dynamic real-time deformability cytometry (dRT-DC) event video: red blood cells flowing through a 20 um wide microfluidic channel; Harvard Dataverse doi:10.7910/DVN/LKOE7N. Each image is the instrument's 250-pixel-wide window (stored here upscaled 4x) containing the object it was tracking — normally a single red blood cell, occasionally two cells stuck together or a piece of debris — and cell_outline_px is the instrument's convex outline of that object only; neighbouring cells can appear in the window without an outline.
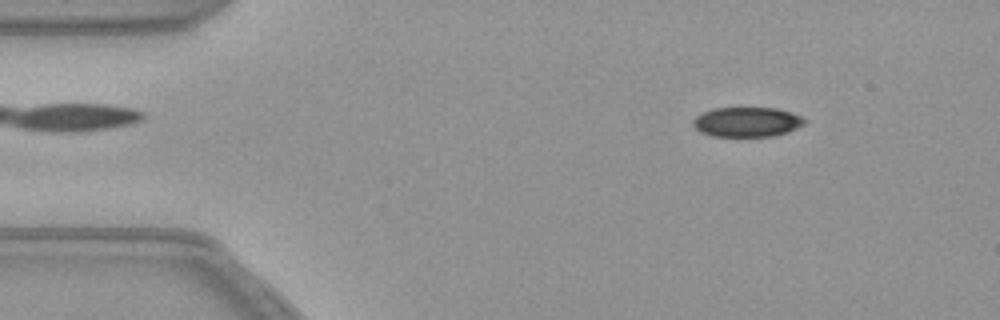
{"species": "common noctule bat (a hibernating species)", "species_latin": "Nyctalus noctula", "temperature_condition": "warm", "stored_images_in_passage": 53, "camera_frame_rate_fps": 3000, "um_per_image_px": 0.085, "animal": {"sex": "female", "body_mass_g": 21.9}, "frame": {"image": 1, "passage_image": 6, "time_ms": 1.667, "image_size_px": [1000, 320], "cell_outline_px": [[808, 120], [804, 124], [788, 132], [772, 136], [712, 136], [700, 132], [692, 124], [692, 120], [696, 116], [712, 108], [776, 108], [792, 112]], "centroid_in_image_um": [63.5, 10.36], "position_along_channel_um": 21.5, "area_um2": 19.36}}
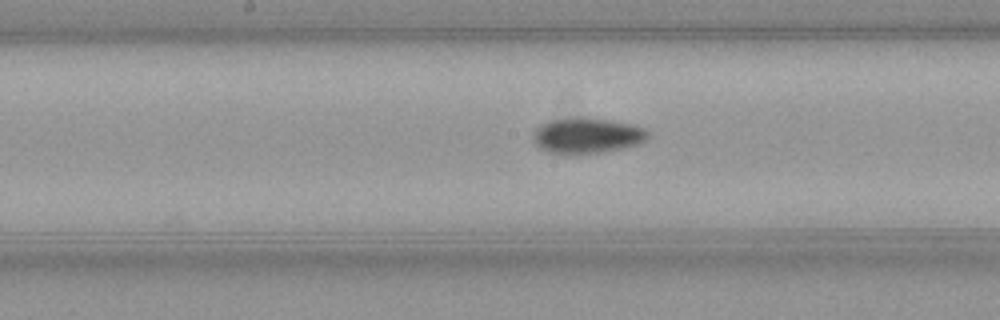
{"frame": {"image": 2, "passage_image": 26, "time_ms": 8.333, "image_size_px": [1000, 320], "cell_outline_px": [[648, 136], [644, 140], [636, 144], [624, 148], [604, 152], [568, 156], [548, 152], [540, 148], [532, 140], [532, 136], [536, 128], [548, 120], [580, 116], [588, 116], [636, 124], [644, 128], [648, 132]], "centroid_in_image_um": [49.87, 11.52], "position_along_channel_um": 198.3, "area_um2": 24.62}}
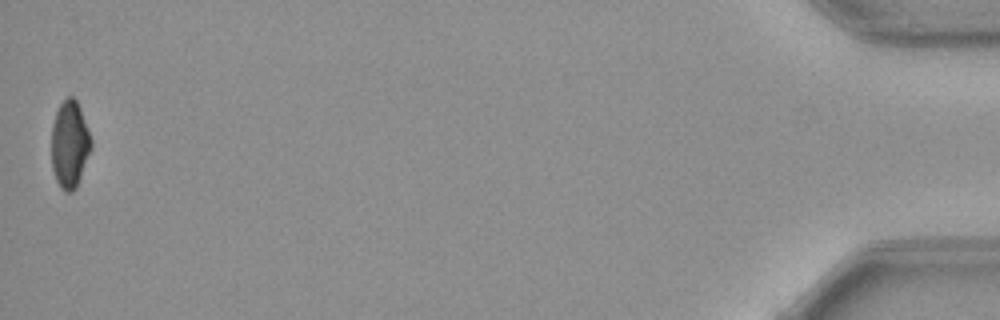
{"frame": {"image": 3, "passage_image": 53, "time_ms": 17.333, "image_size_px": [1000, 320], "cell_outline_px": [[92, 148], [76, 188], [72, 192], [64, 192], [60, 188], [56, 180], [52, 168], [52, 124], [56, 112], [60, 104], [68, 96], [72, 96], [76, 100], [80, 108], [92, 140]], "centroid_in_image_um": [5.93, 12.29], "position_along_channel_um": 429.3, "area_um2": 20.17}}